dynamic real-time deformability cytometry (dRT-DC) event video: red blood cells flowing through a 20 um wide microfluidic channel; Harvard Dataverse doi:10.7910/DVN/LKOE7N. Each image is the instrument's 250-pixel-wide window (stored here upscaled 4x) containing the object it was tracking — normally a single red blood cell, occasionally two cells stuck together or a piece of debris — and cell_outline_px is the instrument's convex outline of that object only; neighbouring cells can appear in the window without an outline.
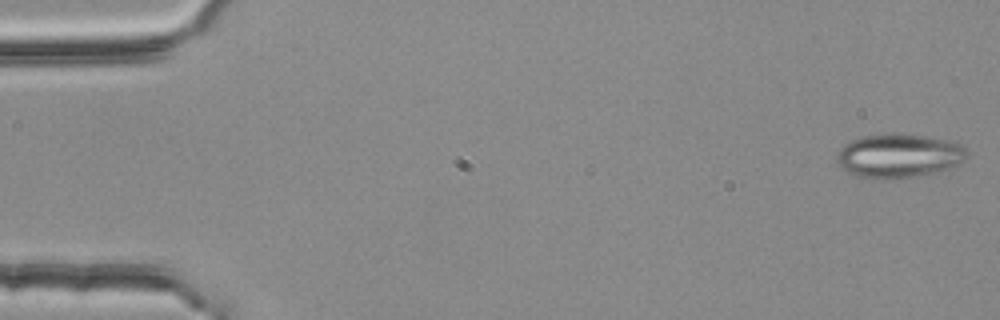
{"species": "common noctule bat (a hibernating species)", "species_latin": "Nyctalus noctula", "temperature_condition": "room temperature", "stored_images_in_passage": 16, "camera_frame_rate_fps": 3000, "um_per_image_px": 0.085, "animal": {"sex": "female", "body_mass_g": 25.1}, "frame": {"image": 1, "passage_image": 1, "time_ms": 0.0, "image_size_px": [1000, 320], "cell_outline_px": [[968, 156], [960, 164], [948, 168], [932, 172], [912, 176], [860, 176], [848, 172], [836, 160], [836, 152], [844, 144], [852, 140], [864, 136], [924, 136], [952, 140], [960, 144], [964, 148]], "centroid_in_image_um": [76.44, 13.22], "position_along_channel_um": 8.6, "area_um2": 31.62}}